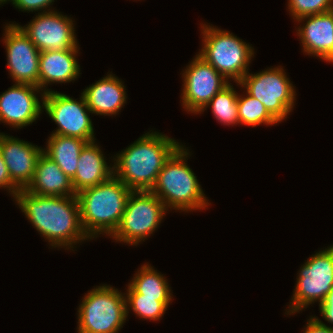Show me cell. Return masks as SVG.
Masks as SVG:
<instances>
[{"label":"cell","instance_id":"obj_31","mask_svg":"<svg viewBox=\"0 0 333 333\" xmlns=\"http://www.w3.org/2000/svg\"><path fill=\"white\" fill-rule=\"evenodd\" d=\"M8 1H11V0H0V5L5 4Z\"/></svg>","mask_w":333,"mask_h":333},{"label":"cell","instance_id":"obj_10","mask_svg":"<svg viewBox=\"0 0 333 333\" xmlns=\"http://www.w3.org/2000/svg\"><path fill=\"white\" fill-rule=\"evenodd\" d=\"M43 109L58 126L52 134L76 137L86 142L96 140L89 117L92 112L82 93L77 101L69 95L51 90L43 96Z\"/></svg>","mask_w":333,"mask_h":333},{"label":"cell","instance_id":"obj_12","mask_svg":"<svg viewBox=\"0 0 333 333\" xmlns=\"http://www.w3.org/2000/svg\"><path fill=\"white\" fill-rule=\"evenodd\" d=\"M74 21L58 11L38 13L22 31L42 51L79 49Z\"/></svg>","mask_w":333,"mask_h":333},{"label":"cell","instance_id":"obj_11","mask_svg":"<svg viewBox=\"0 0 333 333\" xmlns=\"http://www.w3.org/2000/svg\"><path fill=\"white\" fill-rule=\"evenodd\" d=\"M182 72L181 100L187 113L199 114L208 102L230 83L198 54Z\"/></svg>","mask_w":333,"mask_h":333},{"label":"cell","instance_id":"obj_21","mask_svg":"<svg viewBox=\"0 0 333 333\" xmlns=\"http://www.w3.org/2000/svg\"><path fill=\"white\" fill-rule=\"evenodd\" d=\"M87 143L80 138L51 134L43 153L72 180L77 170L80 153Z\"/></svg>","mask_w":333,"mask_h":333},{"label":"cell","instance_id":"obj_20","mask_svg":"<svg viewBox=\"0 0 333 333\" xmlns=\"http://www.w3.org/2000/svg\"><path fill=\"white\" fill-rule=\"evenodd\" d=\"M25 190L47 196L76 195L71 179L44 153L39 157L32 182Z\"/></svg>","mask_w":333,"mask_h":333},{"label":"cell","instance_id":"obj_22","mask_svg":"<svg viewBox=\"0 0 333 333\" xmlns=\"http://www.w3.org/2000/svg\"><path fill=\"white\" fill-rule=\"evenodd\" d=\"M127 285L126 293H139L143 297L157 298V301H172L171 287L163 274L150 264L141 265Z\"/></svg>","mask_w":333,"mask_h":333},{"label":"cell","instance_id":"obj_9","mask_svg":"<svg viewBox=\"0 0 333 333\" xmlns=\"http://www.w3.org/2000/svg\"><path fill=\"white\" fill-rule=\"evenodd\" d=\"M247 94L262 102L269 113L279 122L293 111L296 91L283 67L277 66L250 74L236 82Z\"/></svg>","mask_w":333,"mask_h":333},{"label":"cell","instance_id":"obj_1","mask_svg":"<svg viewBox=\"0 0 333 333\" xmlns=\"http://www.w3.org/2000/svg\"><path fill=\"white\" fill-rule=\"evenodd\" d=\"M14 200L52 248L63 247L74 251L76 243L90 239L82 228L76 195L47 196L22 189L17 192Z\"/></svg>","mask_w":333,"mask_h":333},{"label":"cell","instance_id":"obj_23","mask_svg":"<svg viewBox=\"0 0 333 333\" xmlns=\"http://www.w3.org/2000/svg\"><path fill=\"white\" fill-rule=\"evenodd\" d=\"M238 92L231 83L219 91L199 113L201 114L207 107H211L214 118L224 126L239 125L238 118Z\"/></svg>","mask_w":333,"mask_h":333},{"label":"cell","instance_id":"obj_29","mask_svg":"<svg viewBox=\"0 0 333 333\" xmlns=\"http://www.w3.org/2000/svg\"><path fill=\"white\" fill-rule=\"evenodd\" d=\"M304 327L303 333H333V327L327 326L316 316H311Z\"/></svg>","mask_w":333,"mask_h":333},{"label":"cell","instance_id":"obj_19","mask_svg":"<svg viewBox=\"0 0 333 333\" xmlns=\"http://www.w3.org/2000/svg\"><path fill=\"white\" fill-rule=\"evenodd\" d=\"M95 141L82 149L74 178L71 180L77 194L81 190L107 181L113 175V166H108L105 156Z\"/></svg>","mask_w":333,"mask_h":333},{"label":"cell","instance_id":"obj_27","mask_svg":"<svg viewBox=\"0 0 333 333\" xmlns=\"http://www.w3.org/2000/svg\"><path fill=\"white\" fill-rule=\"evenodd\" d=\"M10 2H12V5H14L16 9L18 8L19 11H39L38 13H44L53 11L51 8L49 9V7L53 4L52 2H54V0H11Z\"/></svg>","mask_w":333,"mask_h":333},{"label":"cell","instance_id":"obj_14","mask_svg":"<svg viewBox=\"0 0 333 333\" xmlns=\"http://www.w3.org/2000/svg\"><path fill=\"white\" fill-rule=\"evenodd\" d=\"M43 96L35 85L15 83L0 95V122L17 129L32 124L44 112Z\"/></svg>","mask_w":333,"mask_h":333},{"label":"cell","instance_id":"obj_24","mask_svg":"<svg viewBox=\"0 0 333 333\" xmlns=\"http://www.w3.org/2000/svg\"><path fill=\"white\" fill-rule=\"evenodd\" d=\"M238 94V118L240 125L256 127L261 124L277 125L279 122L269 113L262 102L249 94Z\"/></svg>","mask_w":333,"mask_h":333},{"label":"cell","instance_id":"obj_7","mask_svg":"<svg viewBox=\"0 0 333 333\" xmlns=\"http://www.w3.org/2000/svg\"><path fill=\"white\" fill-rule=\"evenodd\" d=\"M167 211L164 203L151 191H132L120 224L110 237L116 242L137 246L157 230Z\"/></svg>","mask_w":333,"mask_h":333},{"label":"cell","instance_id":"obj_6","mask_svg":"<svg viewBox=\"0 0 333 333\" xmlns=\"http://www.w3.org/2000/svg\"><path fill=\"white\" fill-rule=\"evenodd\" d=\"M77 310L78 333H118L127 319L124 293L106 284L89 290Z\"/></svg>","mask_w":333,"mask_h":333},{"label":"cell","instance_id":"obj_5","mask_svg":"<svg viewBox=\"0 0 333 333\" xmlns=\"http://www.w3.org/2000/svg\"><path fill=\"white\" fill-rule=\"evenodd\" d=\"M202 48L198 55L230 81L239 82L249 71L254 48L230 31L201 24Z\"/></svg>","mask_w":333,"mask_h":333},{"label":"cell","instance_id":"obj_30","mask_svg":"<svg viewBox=\"0 0 333 333\" xmlns=\"http://www.w3.org/2000/svg\"><path fill=\"white\" fill-rule=\"evenodd\" d=\"M321 316L328 321V323L333 324V288L327 294L325 301L319 306Z\"/></svg>","mask_w":333,"mask_h":333},{"label":"cell","instance_id":"obj_3","mask_svg":"<svg viewBox=\"0 0 333 333\" xmlns=\"http://www.w3.org/2000/svg\"><path fill=\"white\" fill-rule=\"evenodd\" d=\"M132 192L112 175L107 181L76 194L84 232L92 239L100 234L111 236L118 228Z\"/></svg>","mask_w":333,"mask_h":333},{"label":"cell","instance_id":"obj_25","mask_svg":"<svg viewBox=\"0 0 333 333\" xmlns=\"http://www.w3.org/2000/svg\"><path fill=\"white\" fill-rule=\"evenodd\" d=\"M126 314L131 309L140 319L158 321L164 316L172 301H157V298L143 297L139 293H124Z\"/></svg>","mask_w":333,"mask_h":333},{"label":"cell","instance_id":"obj_26","mask_svg":"<svg viewBox=\"0 0 333 333\" xmlns=\"http://www.w3.org/2000/svg\"><path fill=\"white\" fill-rule=\"evenodd\" d=\"M333 9V0H288L289 15L296 21L298 18L315 15Z\"/></svg>","mask_w":333,"mask_h":333},{"label":"cell","instance_id":"obj_8","mask_svg":"<svg viewBox=\"0 0 333 333\" xmlns=\"http://www.w3.org/2000/svg\"><path fill=\"white\" fill-rule=\"evenodd\" d=\"M301 267L294 293L286 315H294L318 302L325 301L333 288V245L319 250L309 257Z\"/></svg>","mask_w":333,"mask_h":333},{"label":"cell","instance_id":"obj_18","mask_svg":"<svg viewBox=\"0 0 333 333\" xmlns=\"http://www.w3.org/2000/svg\"><path fill=\"white\" fill-rule=\"evenodd\" d=\"M125 90L122 80L109 73L96 83L89 85L82 94L92 114L113 116L118 114L126 104Z\"/></svg>","mask_w":333,"mask_h":333},{"label":"cell","instance_id":"obj_15","mask_svg":"<svg viewBox=\"0 0 333 333\" xmlns=\"http://www.w3.org/2000/svg\"><path fill=\"white\" fill-rule=\"evenodd\" d=\"M0 151L12 182L20 189H26L32 182L38 159L43 148L0 133Z\"/></svg>","mask_w":333,"mask_h":333},{"label":"cell","instance_id":"obj_13","mask_svg":"<svg viewBox=\"0 0 333 333\" xmlns=\"http://www.w3.org/2000/svg\"><path fill=\"white\" fill-rule=\"evenodd\" d=\"M7 68L15 83L32 84L39 88L40 51L14 22L4 26Z\"/></svg>","mask_w":333,"mask_h":333},{"label":"cell","instance_id":"obj_28","mask_svg":"<svg viewBox=\"0 0 333 333\" xmlns=\"http://www.w3.org/2000/svg\"><path fill=\"white\" fill-rule=\"evenodd\" d=\"M0 188L7 189L9 193L15 198L17 192L20 190L11 180L8 167L3 160L2 153L0 151Z\"/></svg>","mask_w":333,"mask_h":333},{"label":"cell","instance_id":"obj_4","mask_svg":"<svg viewBox=\"0 0 333 333\" xmlns=\"http://www.w3.org/2000/svg\"><path fill=\"white\" fill-rule=\"evenodd\" d=\"M189 152L185 145H181L166 161L150 190L167 210L193 212L210 205L196 175L186 163Z\"/></svg>","mask_w":333,"mask_h":333},{"label":"cell","instance_id":"obj_16","mask_svg":"<svg viewBox=\"0 0 333 333\" xmlns=\"http://www.w3.org/2000/svg\"><path fill=\"white\" fill-rule=\"evenodd\" d=\"M306 22L296 29L306 55L333 63V9L324 13L300 17Z\"/></svg>","mask_w":333,"mask_h":333},{"label":"cell","instance_id":"obj_17","mask_svg":"<svg viewBox=\"0 0 333 333\" xmlns=\"http://www.w3.org/2000/svg\"><path fill=\"white\" fill-rule=\"evenodd\" d=\"M79 49L42 51L39 58V88L50 92L48 84L75 81L81 74L77 61Z\"/></svg>","mask_w":333,"mask_h":333},{"label":"cell","instance_id":"obj_2","mask_svg":"<svg viewBox=\"0 0 333 333\" xmlns=\"http://www.w3.org/2000/svg\"><path fill=\"white\" fill-rule=\"evenodd\" d=\"M180 142L150 131L114 157L113 175L132 191H150L157 176Z\"/></svg>","mask_w":333,"mask_h":333}]
</instances>
